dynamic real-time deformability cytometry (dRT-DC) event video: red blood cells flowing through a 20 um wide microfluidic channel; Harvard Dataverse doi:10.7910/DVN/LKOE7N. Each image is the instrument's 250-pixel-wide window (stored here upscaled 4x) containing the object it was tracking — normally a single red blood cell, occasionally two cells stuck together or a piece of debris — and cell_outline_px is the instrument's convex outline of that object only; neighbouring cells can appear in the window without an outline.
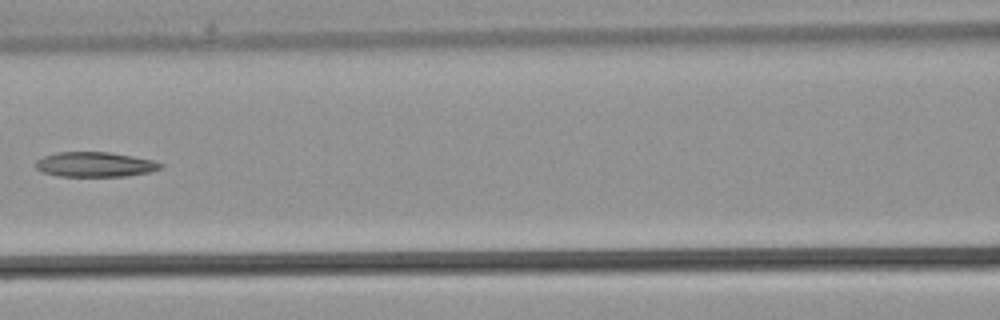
{"species": "common noctule bat (a hibernating species)", "species_latin": "Nyctalus noctula", "temperature_condition": "warm", "stored_images_in_passage": 34, "camera_frame_rate_fps": 3000, "um_per_image_px": 0.085, "animal": {"sex": "male", "body_mass_g": 21.5, "forearm_length_mm": 52.0}, "frame": {"image": 1, "passage_image": 15, "time_ms": 4.667, "image_size_px": [1000, 320], "cell_outline_px": [[164, 164], [160, 168], [148, 172], [124, 176], [60, 176], [44, 172], [36, 168], [36, 160], [44, 156], [56, 152], [108, 152], [132, 156], [152, 160]], "centroid_in_image_um": [8.05, 13.97], "position_along_channel_um": 158.5, "area_um2": 17.86}}